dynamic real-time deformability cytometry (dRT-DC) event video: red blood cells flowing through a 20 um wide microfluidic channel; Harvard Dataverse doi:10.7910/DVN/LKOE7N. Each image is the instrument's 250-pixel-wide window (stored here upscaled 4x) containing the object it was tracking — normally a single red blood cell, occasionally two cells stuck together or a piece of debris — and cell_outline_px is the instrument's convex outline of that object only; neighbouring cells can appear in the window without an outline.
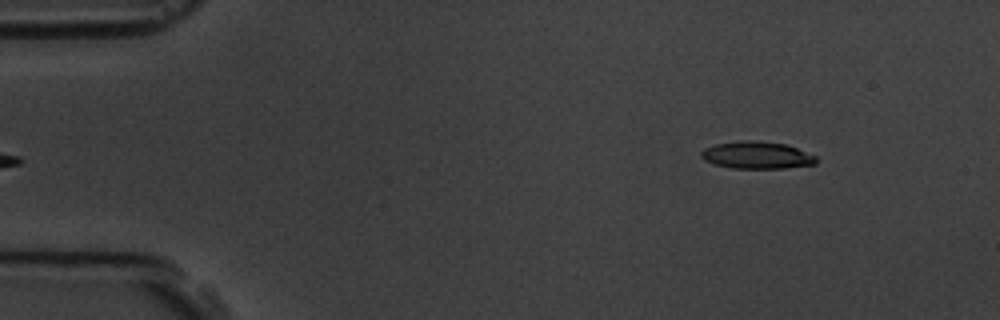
{"species": "common noctule bat (a hibernating species)", "species_latin": "Nyctalus noctula", "temperature_condition": "room temperature", "stored_images_in_passage": 3, "camera_frame_rate_fps": 3000, "um_per_image_px": 0.085, "animal": {"sex": "male", "body_mass_g": 19.5, "forearm_length_mm": 54.6}, "frame": {"image": 1, "passage_image": 3, "time_ms": 2.333, "image_size_px": [1000, 320], "cell_outline_px": [[816, 164], [784, 168], [732, 168], [716, 164], [704, 160], [700, 156], [700, 152], [704, 148], [716, 144], [740, 140], [752, 140], [784, 144], [796, 148], [816, 156]], "centroid_in_image_um": [64.3, 13.19], "position_along_channel_um": 20.7, "area_um2": 18.09}}